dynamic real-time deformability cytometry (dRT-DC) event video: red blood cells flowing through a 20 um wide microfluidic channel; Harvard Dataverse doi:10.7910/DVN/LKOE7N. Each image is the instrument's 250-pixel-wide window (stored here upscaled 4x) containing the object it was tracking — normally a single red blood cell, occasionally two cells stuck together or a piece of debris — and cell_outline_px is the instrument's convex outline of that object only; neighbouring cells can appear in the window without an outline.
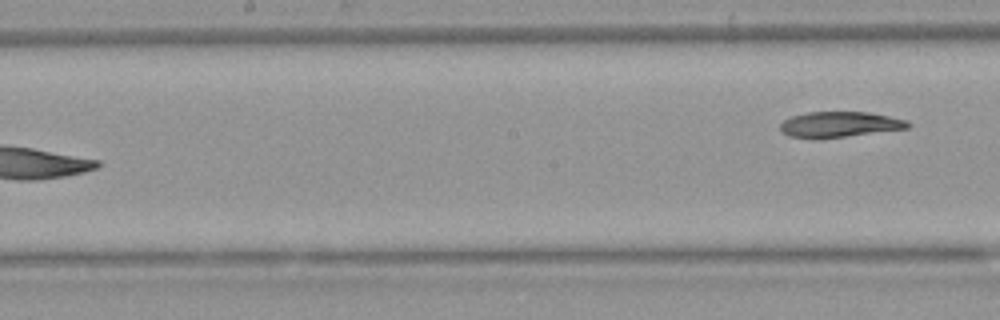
{"species": "Egyptian fruit bat (a non-hibernating species)", "species_latin": "Rousettus aegyptiacus", "temperature_condition": "warm", "stored_images_in_passage": 9, "segment_of_instrument_passage": [2, 2], "camera_frame_rate_fps": 3000, "um_per_image_px": 0.085, "animal": {"sex": "female"}, "frame": {"image": 1, "passage_image": 9, "time_ms": 10.0, "image_size_px": [1000, 320], "cell_outline_px": [[912, 124], [908, 128], [844, 136], [788, 136], [780, 132], [780, 124], [784, 120], [792, 116], [808, 112], [868, 112], [908, 120]], "centroid_in_image_um": [71.39, 10.54], "position_along_channel_um": 176.8, "area_um2": 18.32}}